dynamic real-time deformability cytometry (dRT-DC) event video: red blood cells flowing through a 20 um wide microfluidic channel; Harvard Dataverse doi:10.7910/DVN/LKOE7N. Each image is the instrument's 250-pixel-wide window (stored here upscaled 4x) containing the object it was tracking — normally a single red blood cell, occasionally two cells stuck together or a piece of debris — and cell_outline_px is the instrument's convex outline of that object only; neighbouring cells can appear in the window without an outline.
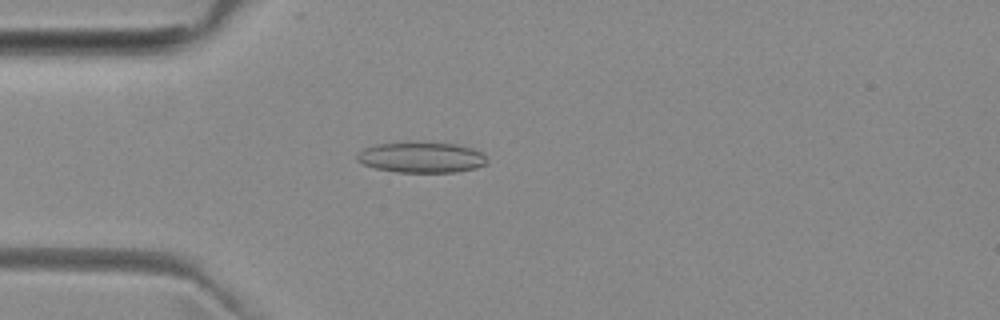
{"species": "common noctule bat (a hibernating species)", "species_latin": "Nyctalus noctula", "temperature_condition": "room temperature", "stored_images_in_passage": 4, "camera_frame_rate_fps": 3000, "um_per_image_px": 0.085, "animal": {"sex": "female", "body_mass_g": 29.2, "forearm_length_mm": 56.3}, "frame": {"image": 1, "passage_image": 4, "time_ms": 3.667, "image_size_px": [1000, 320], "cell_outline_px": [[488, 164], [476, 168], [456, 172], [396, 172], [376, 168], [364, 164], [356, 160], [356, 156], [364, 148], [376, 144], [408, 140], [456, 144], [472, 148], [480, 152], [488, 160]], "centroid_in_image_um": [35.82, 13.35], "position_along_channel_um": 49.2, "area_um2": 23.76}}